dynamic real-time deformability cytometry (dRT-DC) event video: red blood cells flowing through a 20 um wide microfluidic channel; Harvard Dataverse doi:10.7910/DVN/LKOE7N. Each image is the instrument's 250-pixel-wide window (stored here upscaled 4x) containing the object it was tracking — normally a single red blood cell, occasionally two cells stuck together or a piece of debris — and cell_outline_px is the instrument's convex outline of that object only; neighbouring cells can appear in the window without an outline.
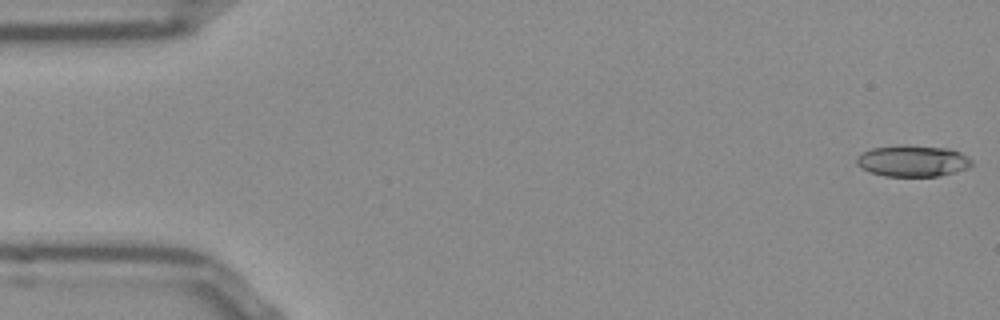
{"species": "Egyptian fruit bat (a non-hibernating species)", "species_latin": "Rousettus aegyptiacus", "temperature_condition": "room temperature", "stored_images_in_passage": 52, "camera_frame_rate_fps": 3000, "um_per_image_px": 0.085, "frame": {"image": 1, "passage_image": 1, "time_ms": 0.0, "image_size_px": [1000, 320], "cell_outline_px": [[972, 164], [968, 168], [956, 172], [936, 176], [884, 176], [868, 172], [860, 168], [856, 164], [856, 156], [860, 152], [872, 148], [900, 144], [904, 144], [948, 148], [960, 152], [972, 160]], "centroid_in_image_um": [77.52, 13.67], "position_along_channel_um": 7.5, "area_um2": 21.44}}
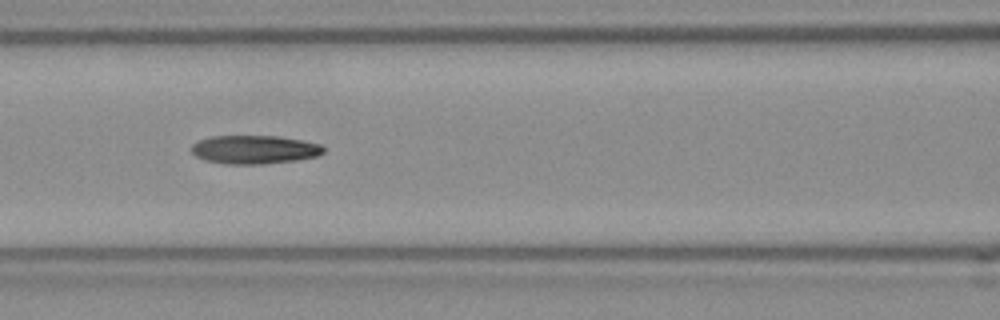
{"frame": {"image": 2, "passage_image": 22, "time_ms": 7.0, "image_size_px": [1000, 320], "cell_outline_px": [[324, 152], [316, 156], [292, 160], [260, 164], [228, 164], [208, 160], [196, 156], [188, 148], [192, 144], [200, 140], [212, 136], [280, 136], [320, 144], [324, 148]], "centroid_in_image_um": [21.59, 12.7], "position_along_channel_um": 145.0, "area_um2": 21.68}}
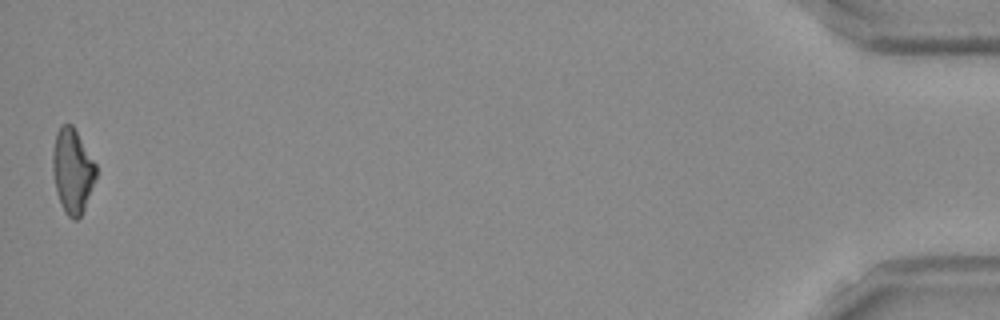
{"frame": {"image": 3, "passage_image": 52, "time_ms": 17.0, "image_size_px": [1000, 320], "cell_outline_px": [[96, 176], [84, 208], [80, 216], [76, 220], [72, 220], [64, 212], [56, 192], [52, 168], [52, 152], [56, 132], [60, 124], [72, 124], [96, 164]], "centroid_in_image_um": [6.13, 14.51], "position_along_channel_um": 429.1, "area_um2": 21.27}, "authors_computed_cell_mechanics": {"area_um2": 21.5305, "velocity_mm_per_s": 3.8386, "shape_relaxation_time_tau1_ms": 6.6695, "shape_relaxation_time_tau2_ms": 5.1028, "deformation_change_tau1": 0.1962, "deformation_change_tau2": 0.1571}}